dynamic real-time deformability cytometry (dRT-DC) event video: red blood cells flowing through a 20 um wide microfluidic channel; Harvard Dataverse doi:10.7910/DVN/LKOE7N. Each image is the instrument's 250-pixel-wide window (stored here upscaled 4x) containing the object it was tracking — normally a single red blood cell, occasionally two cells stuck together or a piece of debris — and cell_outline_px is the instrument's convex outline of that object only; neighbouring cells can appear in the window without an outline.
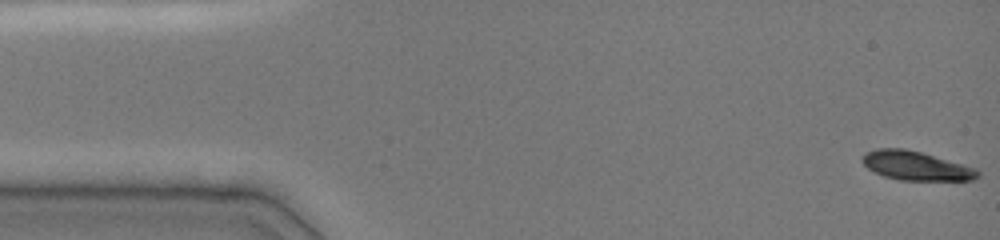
{"species": "common noctule bat (a hibernating species)", "species_latin": "Nyctalus noctula", "temperature_condition": "cold", "stored_images_in_passage": 22, "camera_frame_rate_fps": 3000, "um_per_image_px": 0.085, "animal": {"sex": "female", "body_mass_g": 19.0, "forearm_length_mm": 51.5}, "frame": {"image": 1, "passage_image": 1, "time_ms": 0.0, "image_size_px": [1000, 240], "cell_outline_px": [[980, 176], [972, 180], [900, 180], [884, 176], [868, 168], [860, 160], [860, 156], [864, 152], [876, 148], [904, 148], [920, 152], [976, 168], [980, 172]], "centroid_in_image_um": [77.81, 14.08], "position_along_channel_um": 7.2, "area_um2": 19.48}}
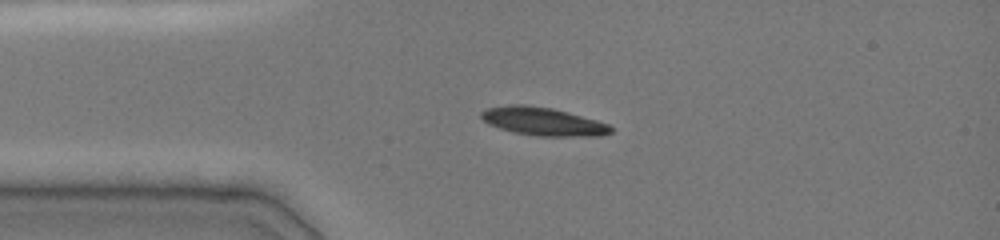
{"frame": {"image": 2, "passage_image": 10, "time_ms": 3.333, "image_size_px": [1000, 240], "cell_outline_px": [[612, 132], [600, 136], [536, 136], [512, 132], [488, 124], [480, 116], [480, 112], [488, 108], [512, 104], [524, 104], [552, 108], [568, 112], [596, 120], [608, 124], [612, 128]], "centroid_in_image_um": [46.14, 10.32], "position_along_channel_um": 38.9, "area_um2": 21.27}}
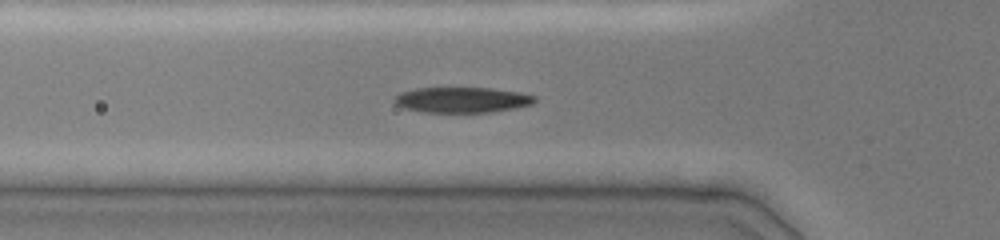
{"frame": {"image": 3, "passage_image": 14, "time_ms": 5.0, "image_size_px": [1000, 240], "cell_outline_px": [[536, 100], [532, 104], [516, 108], [492, 112], [424, 112], [404, 108], [396, 104], [392, 100], [400, 92], [416, 88], [492, 88], [520, 92], [536, 96]], "centroid_in_image_um": [39.28, 8.49], "position_along_channel_um": 86.5, "area_um2": 20.92}}